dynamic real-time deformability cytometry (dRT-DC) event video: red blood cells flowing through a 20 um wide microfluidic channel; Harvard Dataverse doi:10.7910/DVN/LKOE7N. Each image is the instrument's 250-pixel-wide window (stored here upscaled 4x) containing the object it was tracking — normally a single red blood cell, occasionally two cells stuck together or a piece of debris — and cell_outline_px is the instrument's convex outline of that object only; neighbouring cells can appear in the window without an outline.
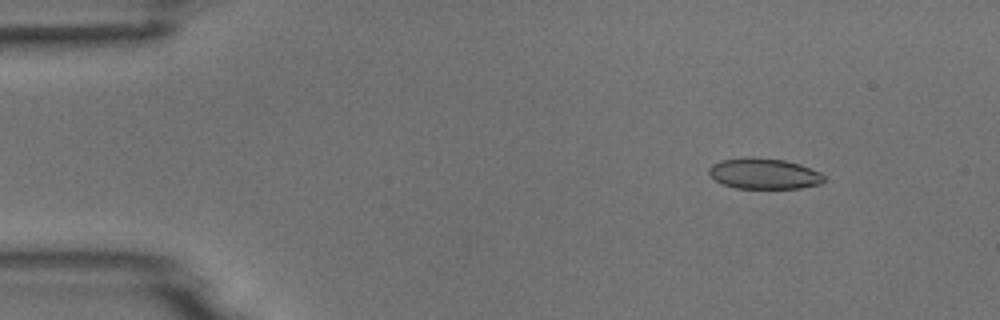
{"species": "common noctule bat (a hibernating species)", "species_latin": "Nyctalus noctula", "temperature_condition": "room temperature", "stored_images_in_passage": 7, "camera_frame_rate_fps": 3000, "um_per_image_px": 0.085, "animal": {"sex": "male", "body_mass_g": 18.8}, "frame": {"image": 1, "passage_image": 2, "time_ms": 1.0, "image_size_px": [1000, 320], "cell_outline_px": [[824, 180], [820, 184], [800, 188], [736, 188], [724, 184], [716, 180], [708, 172], [708, 168], [712, 164], [720, 160], [748, 156], [752, 156], [784, 160], [800, 164], [820, 172], [824, 176]], "centroid_in_image_um": [64.93, 14.74], "position_along_channel_um": 20.1, "area_um2": 20.69}}
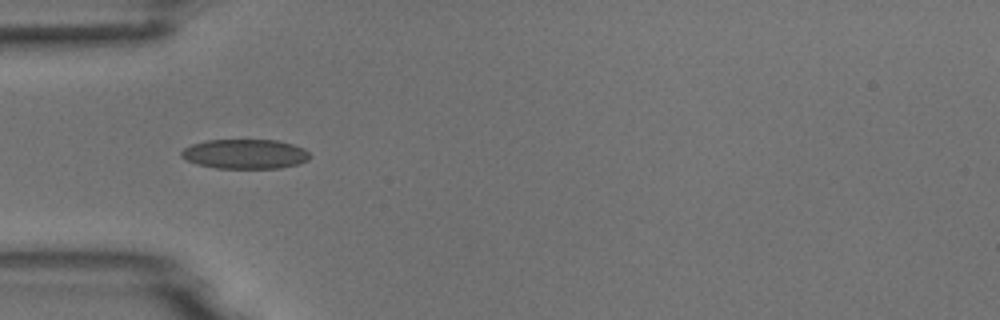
{"frame": {"image": 2, "passage_image": 5, "time_ms": 4.333, "image_size_px": [1000, 320], "cell_outline_px": [[312, 156], [308, 160], [300, 164], [280, 168], [216, 168], [196, 164], [180, 156], [180, 152], [184, 148], [192, 144], [208, 140], [276, 140], [292, 144], [304, 148]], "centroid_in_image_um": [20.85, 13.09], "position_along_channel_um": 64.1, "area_um2": 22.25}}